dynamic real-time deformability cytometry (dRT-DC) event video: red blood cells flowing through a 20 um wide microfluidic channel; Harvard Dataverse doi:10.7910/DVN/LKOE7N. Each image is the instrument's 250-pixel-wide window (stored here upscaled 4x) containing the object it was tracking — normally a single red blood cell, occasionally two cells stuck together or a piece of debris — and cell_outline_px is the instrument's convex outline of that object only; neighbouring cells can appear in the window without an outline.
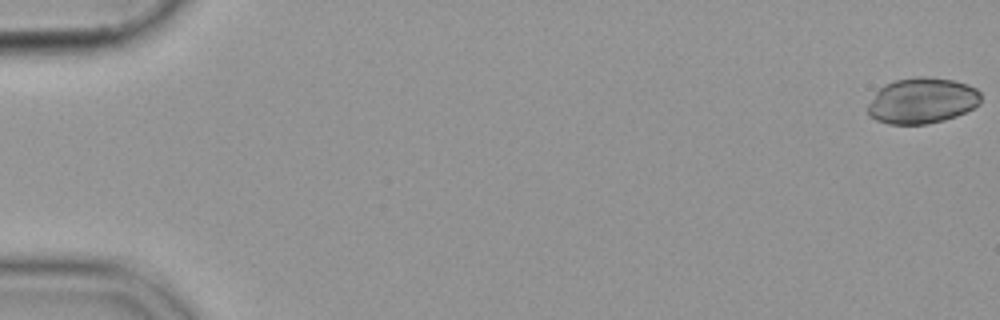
{"species": "common noctule bat (a hibernating species)", "species_latin": "Nyctalus noctula", "temperature_condition": "cold", "stored_images_in_passage": 55, "camera_frame_rate_fps": 3000, "um_per_image_px": 0.085, "animal": {"sex": "female", "body_mass_g": 19.9}, "frame": {"image": 1, "passage_image": 1, "time_ms": 0.0, "image_size_px": [1000, 320], "cell_outline_px": [[980, 104], [956, 116], [944, 120], [928, 124], [888, 124], [876, 120], [868, 116], [868, 104], [876, 92], [884, 84], [896, 80], [920, 76], [952, 80], [968, 84], [976, 88], [980, 92]], "centroid_in_image_um": [78.36, 8.56], "position_along_channel_um": 6.6, "area_um2": 30.17}}
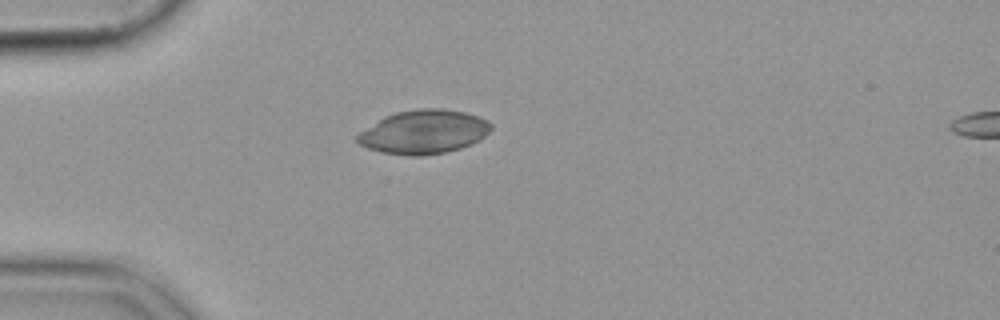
{"frame": {"image": 2, "passage_image": 16, "time_ms": 5.0, "image_size_px": [1000, 320], "cell_outline_px": [[492, 128], [480, 140], [472, 144], [460, 148], [444, 152], [424, 156], [408, 156], [380, 152], [368, 148], [360, 144], [356, 140], [356, 136], [360, 132], [384, 116], [396, 112], [416, 108], [444, 108], [464, 112], [488, 120], [492, 124]], "centroid_in_image_um": [36.02, 11.21], "position_along_channel_um": 49.0, "area_um2": 34.28}}
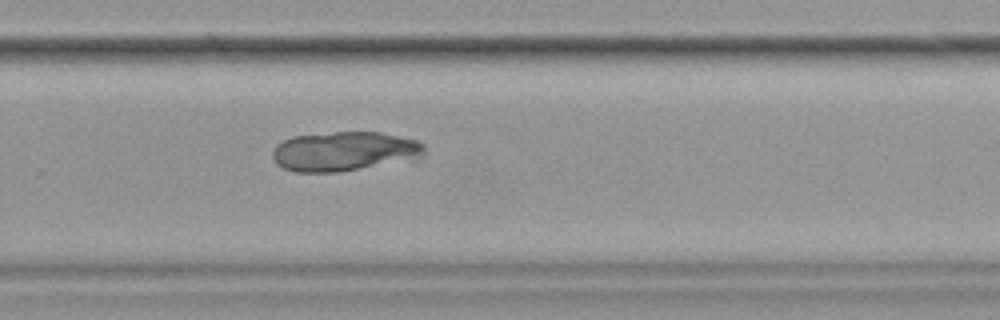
{"frame": {"image": 3, "passage_image": 38, "time_ms": 12.333, "image_size_px": [1000, 320], "cell_outline_px": [[424, 152], [420, 156], [336, 172], [296, 172], [284, 168], [276, 164], [272, 156], [272, 152], [276, 144], [292, 136], [336, 132], [380, 132], [416, 140], [424, 144]], "centroid_in_image_um": [29.15, 12.84], "position_along_channel_um": 300.6, "area_um2": 34.04}}